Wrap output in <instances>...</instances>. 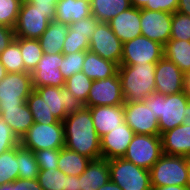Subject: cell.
<instances>
[{
    "mask_svg": "<svg viewBox=\"0 0 190 190\" xmlns=\"http://www.w3.org/2000/svg\"><path fill=\"white\" fill-rule=\"evenodd\" d=\"M33 90L30 72L7 73L0 81V108L23 105Z\"/></svg>",
    "mask_w": 190,
    "mask_h": 190,
    "instance_id": "9c48e42d",
    "label": "cell"
},
{
    "mask_svg": "<svg viewBox=\"0 0 190 190\" xmlns=\"http://www.w3.org/2000/svg\"><path fill=\"white\" fill-rule=\"evenodd\" d=\"M7 72L3 64L0 62V81L6 76Z\"/></svg>",
    "mask_w": 190,
    "mask_h": 190,
    "instance_id": "11a10c76",
    "label": "cell"
},
{
    "mask_svg": "<svg viewBox=\"0 0 190 190\" xmlns=\"http://www.w3.org/2000/svg\"><path fill=\"white\" fill-rule=\"evenodd\" d=\"M125 103L118 72L109 78L93 80L84 107L117 106Z\"/></svg>",
    "mask_w": 190,
    "mask_h": 190,
    "instance_id": "5bb4252c",
    "label": "cell"
},
{
    "mask_svg": "<svg viewBox=\"0 0 190 190\" xmlns=\"http://www.w3.org/2000/svg\"><path fill=\"white\" fill-rule=\"evenodd\" d=\"M14 39V29L6 25H0V54Z\"/></svg>",
    "mask_w": 190,
    "mask_h": 190,
    "instance_id": "f6af8a7d",
    "label": "cell"
},
{
    "mask_svg": "<svg viewBox=\"0 0 190 190\" xmlns=\"http://www.w3.org/2000/svg\"><path fill=\"white\" fill-rule=\"evenodd\" d=\"M84 59H85V51H78L71 54H64L62 63L59 68L63 77L67 79L68 77L74 75L75 73L82 71Z\"/></svg>",
    "mask_w": 190,
    "mask_h": 190,
    "instance_id": "ab89813d",
    "label": "cell"
},
{
    "mask_svg": "<svg viewBox=\"0 0 190 190\" xmlns=\"http://www.w3.org/2000/svg\"><path fill=\"white\" fill-rule=\"evenodd\" d=\"M60 149H43L34 151L39 170H47L50 168L58 169V158Z\"/></svg>",
    "mask_w": 190,
    "mask_h": 190,
    "instance_id": "b9f144b4",
    "label": "cell"
},
{
    "mask_svg": "<svg viewBox=\"0 0 190 190\" xmlns=\"http://www.w3.org/2000/svg\"><path fill=\"white\" fill-rule=\"evenodd\" d=\"M66 174L59 169L39 170L37 180L43 190H66Z\"/></svg>",
    "mask_w": 190,
    "mask_h": 190,
    "instance_id": "d590c367",
    "label": "cell"
},
{
    "mask_svg": "<svg viewBox=\"0 0 190 190\" xmlns=\"http://www.w3.org/2000/svg\"><path fill=\"white\" fill-rule=\"evenodd\" d=\"M164 57L184 74L190 72V41L169 39L164 45Z\"/></svg>",
    "mask_w": 190,
    "mask_h": 190,
    "instance_id": "4316f807",
    "label": "cell"
},
{
    "mask_svg": "<svg viewBox=\"0 0 190 190\" xmlns=\"http://www.w3.org/2000/svg\"><path fill=\"white\" fill-rule=\"evenodd\" d=\"M187 175V157L163 154L150 169L151 187L186 186Z\"/></svg>",
    "mask_w": 190,
    "mask_h": 190,
    "instance_id": "277c9868",
    "label": "cell"
},
{
    "mask_svg": "<svg viewBox=\"0 0 190 190\" xmlns=\"http://www.w3.org/2000/svg\"><path fill=\"white\" fill-rule=\"evenodd\" d=\"M62 60H63L62 53L58 54L44 53L42 58L39 60L35 70L31 72L33 87L65 86L66 79L63 77L59 69Z\"/></svg>",
    "mask_w": 190,
    "mask_h": 190,
    "instance_id": "e0dca14e",
    "label": "cell"
},
{
    "mask_svg": "<svg viewBox=\"0 0 190 190\" xmlns=\"http://www.w3.org/2000/svg\"><path fill=\"white\" fill-rule=\"evenodd\" d=\"M170 39L190 41V16L178 11L173 13Z\"/></svg>",
    "mask_w": 190,
    "mask_h": 190,
    "instance_id": "74e56055",
    "label": "cell"
},
{
    "mask_svg": "<svg viewBox=\"0 0 190 190\" xmlns=\"http://www.w3.org/2000/svg\"><path fill=\"white\" fill-rule=\"evenodd\" d=\"M23 0H0V25L15 28Z\"/></svg>",
    "mask_w": 190,
    "mask_h": 190,
    "instance_id": "8d00e7d4",
    "label": "cell"
},
{
    "mask_svg": "<svg viewBox=\"0 0 190 190\" xmlns=\"http://www.w3.org/2000/svg\"><path fill=\"white\" fill-rule=\"evenodd\" d=\"M100 21L94 16H90L84 19H81L76 22H72L69 24V28L74 30L76 33L85 34L86 38L90 40L92 37L93 32L97 28Z\"/></svg>",
    "mask_w": 190,
    "mask_h": 190,
    "instance_id": "ee69618b",
    "label": "cell"
},
{
    "mask_svg": "<svg viewBox=\"0 0 190 190\" xmlns=\"http://www.w3.org/2000/svg\"><path fill=\"white\" fill-rule=\"evenodd\" d=\"M24 2L31 3L41 11H55L56 5L59 0H23Z\"/></svg>",
    "mask_w": 190,
    "mask_h": 190,
    "instance_id": "7dc6e473",
    "label": "cell"
},
{
    "mask_svg": "<svg viewBox=\"0 0 190 190\" xmlns=\"http://www.w3.org/2000/svg\"><path fill=\"white\" fill-rule=\"evenodd\" d=\"M89 50V39L85 34L76 33L74 30L68 29L66 39L63 45L62 54H71L78 51Z\"/></svg>",
    "mask_w": 190,
    "mask_h": 190,
    "instance_id": "60d3db41",
    "label": "cell"
},
{
    "mask_svg": "<svg viewBox=\"0 0 190 190\" xmlns=\"http://www.w3.org/2000/svg\"><path fill=\"white\" fill-rule=\"evenodd\" d=\"M134 135L135 132L124 121L119 127L102 136L100 138L102 158L107 160L123 158Z\"/></svg>",
    "mask_w": 190,
    "mask_h": 190,
    "instance_id": "ac0fdd59",
    "label": "cell"
},
{
    "mask_svg": "<svg viewBox=\"0 0 190 190\" xmlns=\"http://www.w3.org/2000/svg\"><path fill=\"white\" fill-rule=\"evenodd\" d=\"M190 96L185 92L163 95L154 92L144 100L158 118L160 135L183 124Z\"/></svg>",
    "mask_w": 190,
    "mask_h": 190,
    "instance_id": "3957f363",
    "label": "cell"
},
{
    "mask_svg": "<svg viewBox=\"0 0 190 190\" xmlns=\"http://www.w3.org/2000/svg\"><path fill=\"white\" fill-rule=\"evenodd\" d=\"M43 98L52 114L61 122L67 115L75 113L84 107V104L74 97L66 88L54 86L33 87Z\"/></svg>",
    "mask_w": 190,
    "mask_h": 190,
    "instance_id": "8fae6325",
    "label": "cell"
},
{
    "mask_svg": "<svg viewBox=\"0 0 190 190\" xmlns=\"http://www.w3.org/2000/svg\"><path fill=\"white\" fill-rule=\"evenodd\" d=\"M131 6L151 11H165L173 14L177 11L179 0H130Z\"/></svg>",
    "mask_w": 190,
    "mask_h": 190,
    "instance_id": "f35d334b",
    "label": "cell"
},
{
    "mask_svg": "<svg viewBox=\"0 0 190 190\" xmlns=\"http://www.w3.org/2000/svg\"><path fill=\"white\" fill-rule=\"evenodd\" d=\"M26 102L33 115L34 122L45 125L59 122L47 107L46 102L35 90L31 92Z\"/></svg>",
    "mask_w": 190,
    "mask_h": 190,
    "instance_id": "1f68e13d",
    "label": "cell"
},
{
    "mask_svg": "<svg viewBox=\"0 0 190 190\" xmlns=\"http://www.w3.org/2000/svg\"><path fill=\"white\" fill-rule=\"evenodd\" d=\"M108 23L122 43L141 36L140 9L138 8L130 7L112 18Z\"/></svg>",
    "mask_w": 190,
    "mask_h": 190,
    "instance_id": "d6986e66",
    "label": "cell"
},
{
    "mask_svg": "<svg viewBox=\"0 0 190 190\" xmlns=\"http://www.w3.org/2000/svg\"><path fill=\"white\" fill-rule=\"evenodd\" d=\"M162 155L161 135L135 134L123 158L150 170Z\"/></svg>",
    "mask_w": 190,
    "mask_h": 190,
    "instance_id": "ba28073f",
    "label": "cell"
},
{
    "mask_svg": "<svg viewBox=\"0 0 190 190\" xmlns=\"http://www.w3.org/2000/svg\"><path fill=\"white\" fill-rule=\"evenodd\" d=\"M110 180L122 190H152L150 170L124 158L109 160Z\"/></svg>",
    "mask_w": 190,
    "mask_h": 190,
    "instance_id": "5b68a950",
    "label": "cell"
},
{
    "mask_svg": "<svg viewBox=\"0 0 190 190\" xmlns=\"http://www.w3.org/2000/svg\"><path fill=\"white\" fill-rule=\"evenodd\" d=\"M164 45L145 36L123 43L120 65L157 63L164 56Z\"/></svg>",
    "mask_w": 190,
    "mask_h": 190,
    "instance_id": "30bf717a",
    "label": "cell"
},
{
    "mask_svg": "<svg viewBox=\"0 0 190 190\" xmlns=\"http://www.w3.org/2000/svg\"><path fill=\"white\" fill-rule=\"evenodd\" d=\"M185 74L164 56L156 63L155 92L163 95L184 91Z\"/></svg>",
    "mask_w": 190,
    "mask_h": 190,
    "instance_id": "2e32d148",
    "label": "cell"
},
{
    "mask_svg": "<svg viewBox=\"0 0 190 190\" xmlns=\"http://www.w3.org/2000/svg\"><path fill=\"white\" fill-rule=\"evenodd\" d=\"M19 46L25 69L33 72L44 52L39 40L19 37Z\"/></svg>",
    "mask_w": 190,
    "mask_h": 190,
    "instance_id": "4dcf8cb0",
    "label": "cell"
},
{
    "mask_svg": "<svg viewBox=\"0 0 190 190\" xmlns=\"http://www.w3.org/2000/svg\"><path fill=\"white\" fill-rule=\"evenodd\" d=\"M0 62L5 67L7 73L28 72L25 69L20 52L19 37H15L10 45L1 52Z\"/></svg>",
    "mask_w": 190,
    "mask_h": 190,
    "instance_id": "f546056e",
    "label": "cell"
},
{
    "mask_svg": "<svg viewBox=\"0 0 190 190\" xmlns=\"http://www.w3.org/2000/svg\"><path fill=\"white\" fill-rule=\"evenodd\" d=\"M165 155L190 158V125L185 123L161 134Z\"/></svg>",
    "mask_w": 190,
    "mask_h": 190,
    "instance_id": "44dd1931",
    "label": "cell"
},
{
    "mask_svg": "<svg viewBox=\"0 0 190 190\" xmlns=\"http://www.w3.org/2000/svg\"><path fill=\"white\" fill-rule=\"evenodd\" d=\"M118 65L103 59L90 50L85 51L82 72L91 80H102L114 76L118 72Z\"/></svg>",
    "mask_w": 190,
    "mask_h": 190,
    "instance_id": "d4e9b609",
    "label": "cell"
},
{
    "mask_svg": "<svg viewBox=\"0 0 190 190\" xmlns=\"http://www.w3.org/2000/svg\"><path fill=\"white\" fill-rule=\"evenodd\" d=\"M124 119L135 134L160 135L158 118L144 101H125Z\"/></svg>",
    "mask_w": 190,
    "mask_h": 190,
    "instance_id": "7c38bea8",
    "label": "cell"
},
{
    "mask_svg": "<svg viewBox=\"0 0 190 190\" xmlns=\"http://www.w3.org/2000/svg\"><path fill=\"white\" fill-rule=\"evenodd\" d=\"M91 159L63 147L60 149L58 169L66 175L80 176L87 168Z\"/></svg>",
    "mask_w": 190,
    "mask_h": 190,
    "instance_id": "f1b7e54d",
    "label": "cell"
},
{
    "mask_svg": "<svg viewBox=\"0 0 190 190\" xmlns=\"http://www.w3.org/2000/svg\"><path fill=\"white\" fill-rule=\"evenodd\" d=\"M17 146L0 154V185L12 183L19 178Z\"/></svg>",
    "mask_w": 190,
    "mask_h": 190,
    "instance_id": "d6a6232c",
    "label": "cell"
},
{
    "mask_svg": "<svg viewBox=\"0 0 190 190\" xmlns=\"http://www.w3.org/2000/svg\"><path fill=\"white\" fill-rule=\"evenodd\" d=\"M123 43L111 30L109 23L100 22L89 40V50L118 66L121 62Z\"/></svg>",
    "mask_w": 190,
    "mask_h": 190,
    "instance_id": "4fadbf2b",
    "label": "cell"
},
{
    "mask_svg": "<svg viewBox=\"0 0 190 190\" xmlns=\"http://www.w3.org/2000/svg\"><path fill=\"white\" fill-rule=\"evenodd\" d=\"M183 123L190 125V101L187 104V113H185Z\"/></svg>",
    "mask_w": 190,
    "mask_h": 190,
    "instance_id": "db71d44e",
    "label": "cell"
},
{
    "mask_svg": "<svg viewBox=\"0 0 190 190\" xmlns=\"http://www.w3.org/2000/svg\"><path fill=\"white\" fill-rule=\"evenodd\" d=\"M66 190H81L80 176L67 175L66 176Z\"/></svg>",
    "mask_w": 190,
    "mask_h": 190,
    "instance_id": "c3c4849f",
    "label": "cell"
},
{
    "mask_svg": "<svg viewBox=\"0 0 190 190\" xmlns=\"http://www.w3.org/2000/svg\"><path fill=\"white\" fill-rule=\"evenodd\" d=\"M91 15L90 0H59L54 20L69 25Z\"/></svg>",
    "mask_w": 190,
    "mask_h": 190,
    "instance_id": "cb8c5ba5",
    "label": "cell"
},
{
    "mask_svg": "<svg viewBox=\"0 0 190 190\" xmlns=\"http://www.w3.org/2000/svg\"><path fill=\"white\" fill-rule=\"evenodd\" d=\"M90 5L92 16L105 23L132 7L130 0H90Z\"/></svg>",
    "mask_w": 190,
    "mask_h": 190,
    "instance_id": "83f0119b",
    "label": "cell"
},
{
    "mask_svg": "<svg viewBox=\"0 0 190 190\" xmlns=\"http://www.w3.org/2000/svg\"><path fill=\"white\" fill-rule=\"evenodd\" d=\"M184 91L190 96V72L185 74Z\"/></svg>",
    "mask_w": 190,
    "mask_h": 190,
    "instance_id": "f5cc1de1",
    "label": "cell"
},
{
    "mask_svg": "<svg viewBox=\"0 0 190 190\" xmlns=\"http://www.w3.org/2000/svg\"><path fill=\"white\" fill-rule=\"evenodd\" d=\"M19 178L33 180L38 177L39 166L33 151L17 146Z\"/></svg>",
    "mask_w": 190,
    "mask_h": 190,
    "instance_id": "836d02e7",
    "label": "cell"
},
{
    "mask_svg": "<svg viewBox=\"0 0 190 190\" xmlns=\"http://www.w3.org/2000/svg\"><path fill=\"white\" fill-rule=\"evenodd\" d=\"M0 190H13V182L0 185Z\"/></svg>",
    "mask_w": 190,
    "mask_h": 190,
    "instance_id": "9f6ffc18",
    "label": "cell"
},
{
    "mask_svg": "<svg viewBox=\"0 0 190 190\" xmlns=\"http://www.w3.org/2000/svg\"><path fill=\"white\" fill-rule=\"evenodd\" d=\"M20 145L11 127L0 117V154Z\"/></svg>",
    "mask_w": 190,
    "mask_h": 190,
    "instance_id": "7bdbcfd3",
    "label": "cell"
},
{
    "mask_svg": "<svg viewBox=\"0 0 190 190\" xmlns=\"http://www.w3.org/2000/svg\"><path fill=\"white\" fill-rule=\"evenodd\" d=\"M177 11L190 16V0H179Z\"/></svg>",
    "mask_w": 190,
    "mask_h": 190,
    "instance_id": "681fc988",
    "label": "cell"
},
{
    "mask_svg": "<svg viewBox=\"0 0 190 190\" xmlns=\"http://www.w3.org/2000/svg\"><path fill=\"white\" fill-rule=\"evenodd\" d=\"M69 25L52 20L46 31L39 37L42 51L47 54L62 53Z\"/></svg>",
    "mask_w": 190,
    "mask_h": 190,
    "instance_id": "484cf974",
    "label": "cell"
},
{
    "mask_svg": "<svg viewBox=\"0 0 190 190\" xmlns=\"http://www.w3.org/2000/svg\"><path fill=\"white\" fill-rule=\"evenodd\" d=\"M186 187L190 190V158H188V175Z\"/></svg>",
    "mask_w": 190,
    "mask_h": 190,
    "instance_id": "6f0895ef",
    "label": "cell"
},
{
    "mask_svg": "<svg viewBox=\"0 0 190 190\" xmlns=\"http://www.w3.org/2000/svg\"><path fill=\"white\" fill-rule=\"evenodd\" d=\"M156 63L119 65L122 94L125 101H144L155 92Z\"/></svg>",
    "mask_w": 190,
    "mask_h": 190,
    "instance_id": "7a4b0ae2",
    "label": "cell"
},
{
    "mask_svg": "<svg viewBox=\"0 0 190 190\" xmlns=\"http://www.w3.org/2000/svg\"><path fill=\"white\" fill-rule=\"evenodd\" d=\"M93 80L88 78L82 71L75 73L65 80L68 91L84 105L87 103L89 91Z\"/></svg>",
    "mask_w": 190,
    "mask_h": 190,
    "instance_id": "e575fe53",
    "label": "cell"
},
{
    "mask_svg": "<svg viewBox=\"0 0 190 190\" xmlns=\"http://www.w3.org/2000/svg\"><path fill=\"white\" fill-rule=\"evenodd\" d=\"M0 117L11 127L19 140L34 124L33 115L27 102L12 108H0Z\"/></svg>",
    "mask_w": 190,
    "mask_h": 190,
    "instance_id": "7402d4cb",
    "label": "cell"
},
{
    "mask_svg": "<svg viewBox=\"0 0 190 190\" xmlns=\"http://www.w3.org/2000/svg\"><path fill=\"white\" fill-rule=\"evenodd\" d=\"M97 190H122L116 183L109 180L106 184L102 187L98 188Z\"/></svg>",
    "mask_w": 190,
    "mask_h": 190,
    "instance_id": "816d5d0a",
    "label": "cell"
},
{
    "mask_svg": "<svg viewBox=\"0 0 190 190\" xmlns=\"http://www.w3.org/2000/svg\"><path fill=\"white\" fill-rule=\"evenodd\" d=\"M20 145L31 151L43 149H61L65 147V134L63 122L45 125L36 123L28 129L21 138Z\"/></svg>",
    "mask_w": 190,
    "mask_h": 190,
    "instance_id": "8992f818",
    "label": "cell"
},
{
    "mask_svg": "<svg viewBox=\"0 0 190 190\" xmlns=\"http://www.w3.org/2000/svg\"><path fill=\"white\" fill-rule=\"evenodd\" d=\"M93 119L94 128L99 138L119 127L124 122V104L117 106L88 107Z\"/></svg>",
    "mask_w": 190,
    "mask_h": 190,
    "instance_id": "ffe728a7",
    "label": "cell"
},
{
    "mask_svg": "<svg viewBox=\"0 0 190 190\" xmlns=\"http://www.w3.org/2000/svg\"><path fill=\"white\" fill-rule=\"evenodd\" d=\"M172 15L165 11L140 9L141 35L165 45L171 36Z\"/></svg>",
    "mask_w": 190,
    "mask_h": 190,
    "instance_id": "9a60e30c",
    "label": "cell"
},
{
    "mask_svg": "<svg viewBox=\"0 0 190 190\" xmlns=\"http://www.w3.org/2000/svg\"><path fill=\"white\" fill-rule=\"evenodd\" d=\"M55 19V11H41L35 5L22 1L14 28L15 37L39 39Z\"/></svg>",
    "mask_w": 190,
    "mask_h": 190,
    "instance_id": "52a82bcc",
    "label": "cell"
},
{
    "mask_svg": "<svg viewBox=\"0 0 190 190\" xmlns=\"http://www.w3.org/2000/svg\"><path fill=\"white\" fill-rule=\"evenodd\" d=\"M13 190H43L36 179L17 178L13 181Z\"/></svg>",
    "mask_w": 190,
    "mask_h": 190,
    "instance_id": "bcb514c9",
    "label": "cell"
},
{
    "mask_svg": "<svg viewBox=\"0 0 190 190\" xmlns=\"http://www.w3.org/2000/svg\"><path fill=\"white\" fill-rule=\"evenodd\" d=\"M65 147L91 160L102 158L100 138L94 128L90 109L83 107L63 120Z\"/></svg>",
    "mask_w": 190,
    "mask_h": 190,
    "instance_id": "6da1fadb",
    "label": "cell"
},
{
    "mask_svg": "<svg viewBox=\"0 0 190 190\" xmlns=\"http://www.w3.org/2000/svg\"><path fill=\"white\" fill-rule=\"evenodd\" d=\"M110 180L109 160L100 158L91 160L80 175L81 190H97Z\"/></svg>",
    "mask_w": 190,
    "mask_h": 190,
    "instance_id": "603a6c76",
    "label": "cell"
},
{
    "mask_svg": "<svg viewBox=\"0 0 190 190\" xmlns=\"http://www.w3.org/2000/svg\"><path fill=\"white\" fill-rule=\"evenodd\" d=\"M152 190H189L186 186L168 185L161 187H152Z\"/></svg>",
    "mask_w": 190,
    "mask_h": 190,
    "instance_id": "f907efd6",
    "label": "cell"
}]
</instances>
